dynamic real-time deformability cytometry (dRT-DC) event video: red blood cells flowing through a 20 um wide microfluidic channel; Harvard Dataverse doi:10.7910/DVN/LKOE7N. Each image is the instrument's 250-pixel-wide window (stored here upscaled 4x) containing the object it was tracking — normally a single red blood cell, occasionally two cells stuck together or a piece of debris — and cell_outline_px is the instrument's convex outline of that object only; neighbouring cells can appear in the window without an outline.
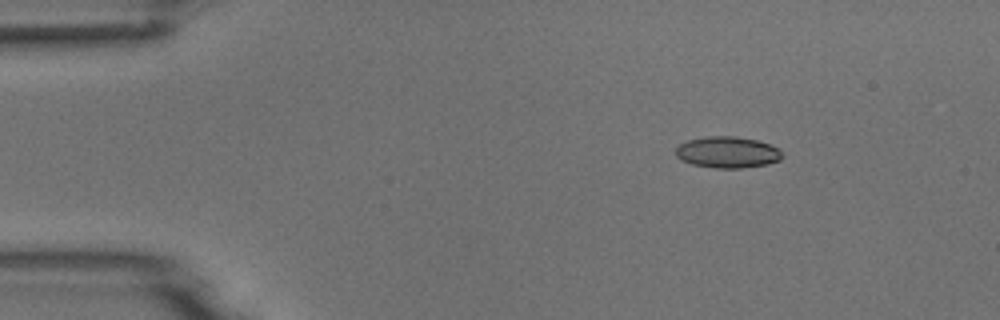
{"species": "common noctule bat (a hibernating species)", "species_latin": "Nyctalus noctula", "temperature_condition": "room temperature", "stored_images_in_passage": 6, "camera_frame_rate_fps": 3000, "um_per_image_px": 0.085, "animal": {"sex": "male", "body_mass_g": 18.8}, "frame": {"image": 1, "passage_image": 3, "time_ms": 0.667, "image_size_px": [1000, 320], "cell_outline_px": [[784, 156], [780, 160], [768, 164], [740, 168], [716, 168], [692, 164], [680, 160], [676, 156], [676, 148], [680, 144], [688, 140], [708, 136], [736, 136], [756, 140], [780, 148]], "centroid_in_image_um": [61.85, 12.94], "position_along_channel_um": 23.1, "area_um2": 19.54}}
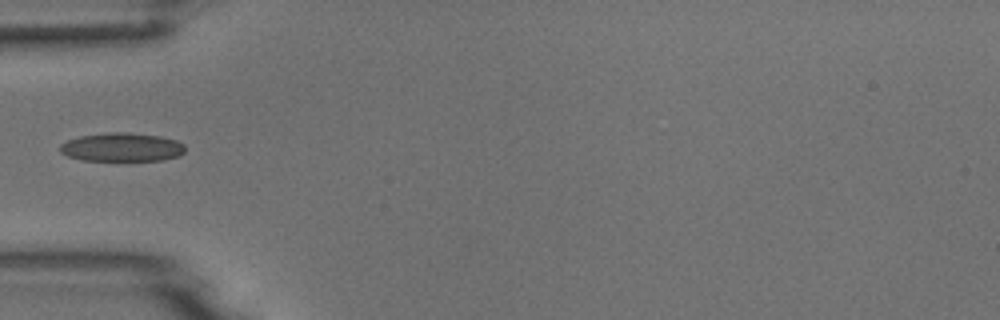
{"frame": {"image": 2, "passage_image": 6, "time_ms": 1.667, "image_size_px": [1000, 320], "cell_outline_px": [[184, 152], [180, 156], [164, 160], [80, 160], [68, 156], [60, 152], [60, 144], [68, 140], [80, 136], [108, 132], [124, 132], [160, 136], [176, 140], [184, 144]], "centroid_in_image_um": [10.37, 12.51], "position_along_channel_um": 74.6, "area_um2": 20.87}}